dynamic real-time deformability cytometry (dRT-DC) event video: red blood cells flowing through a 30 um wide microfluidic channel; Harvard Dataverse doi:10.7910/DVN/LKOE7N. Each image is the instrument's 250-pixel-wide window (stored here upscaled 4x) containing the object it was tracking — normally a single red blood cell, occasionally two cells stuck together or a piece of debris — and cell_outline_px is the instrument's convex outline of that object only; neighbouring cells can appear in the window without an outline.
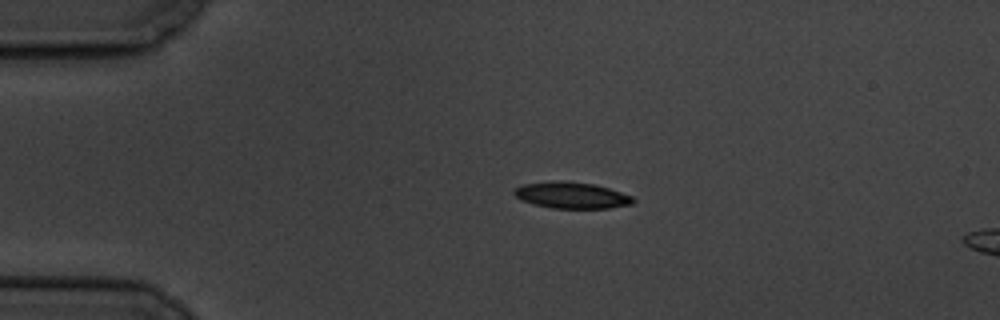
{"species": "common noctule bat (a hibernating species)", "species_latin": "Nyctalus noctula", "temperature_condition": "cold", "stored_images_in_passage": 9, "camera_frame_rate_fps": 3000, "um_per_image_px": 0.085, "animal": {"sex": "male", "body_mass_g": 19.5, "forearm_length_mm": 54.6}, "frame": {"image": 1, "passage_image": 1, "time_ms": 0.0, "image_size_px": [1000, 320], "cell_outline_px": [[636, 200], [632, 204], [608, 208], [552, 208], [520, 200], [512, 192], [520, 184], [552, 180], [564, 180], [596, 184], [632, 196]], "centroid_in_image_um": [48.56, 16.58], "position_along_channel_um": 36.4, "area_um2": 18.44}}
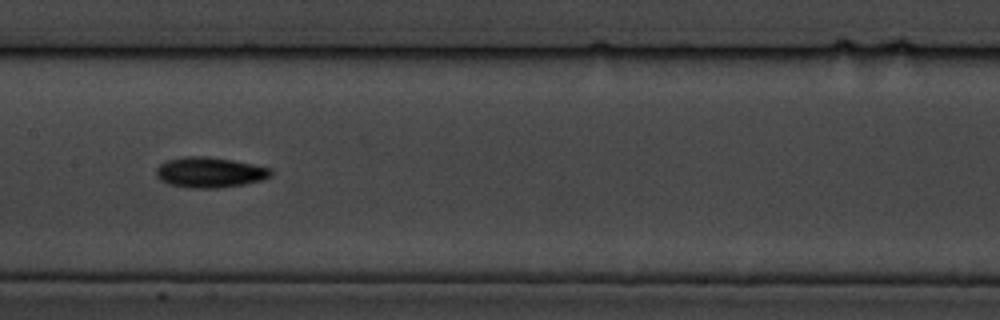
{"frame": {"image": 2, "passage_image": 6, "time_ms": 5.667, "image_size_px": [1000, 320], "cell_outline_px": [[272, 176], [260, 180], [244, 184], [220, 188], [188, 188], [168, 184], [160, 180], [156, 176], [156, 168], [160, 164], [168, 160], [184, 156], [208, 156], [232, 160], [272, 168]], "centroid_in_image_um": [17.81, 14.65], "position_along_channel_um": 189.6, "area_um2": 20.46}}
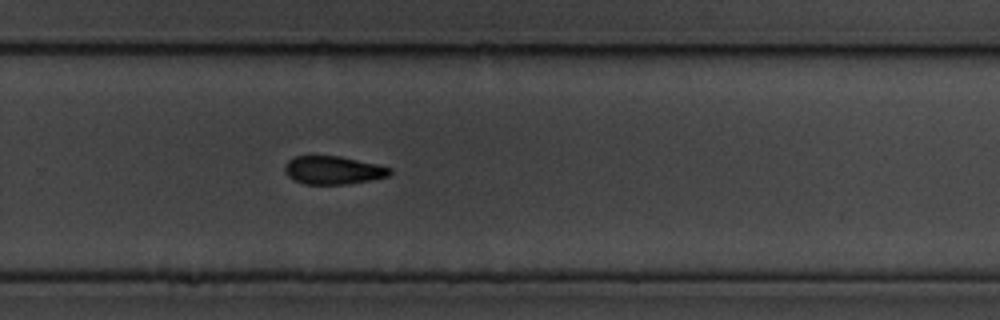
{"frame": {"image": 3, "passage_image": 9, "time_ms": 9.0, "image_size_px": [1000, 320], "cell_outline_px": [[392, 172], [388, 176], [372, 180], [344, 184], [304, 184], [288, 176], [284, 172], [284, 164], [288, 160], [296, 156], [340, 156], [376, 164], [392, 168]], "centroid_in_image_um": [28.31, 14.46], "position_along_channel_um": 301.5, "area_um2": 17.22}}